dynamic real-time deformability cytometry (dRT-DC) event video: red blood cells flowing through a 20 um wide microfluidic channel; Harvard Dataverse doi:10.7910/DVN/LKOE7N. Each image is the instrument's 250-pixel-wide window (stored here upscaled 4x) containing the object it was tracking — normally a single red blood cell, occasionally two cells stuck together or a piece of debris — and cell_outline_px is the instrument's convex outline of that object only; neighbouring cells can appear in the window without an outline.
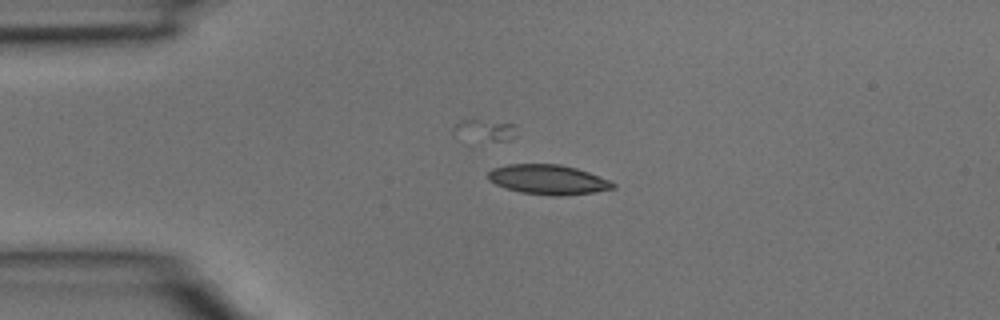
{"species": "common noctule bat (a hibernating species)", "species_latin": "Nyctalus noctula", "temperature_condition": "room temperature", "stored_images_in_passage": 2, "camera_frame_rate_fps": 3000, "um_per_image_px": 0.085, "animal": {"sex": "male", "body_mass_g": 15.6}, "frame": {"image": 1, "passage_image": 1, "time_ms": 0.0, "image_size_px": [1000, 320], "cell_outline_px": [[616, 188], [592, 192], [556, 196], [552, 196], [520, 192], [496, 184], [488, 180], [488, 172], [492, 168], [508, 164], [560, 164], [576, 168], [588, 172], [608, 180], [616, 184]], "centroid_in_image_um": [46.57, 15.26], "position_along_channel_um": 38.4, "area_um2": 21.44}}